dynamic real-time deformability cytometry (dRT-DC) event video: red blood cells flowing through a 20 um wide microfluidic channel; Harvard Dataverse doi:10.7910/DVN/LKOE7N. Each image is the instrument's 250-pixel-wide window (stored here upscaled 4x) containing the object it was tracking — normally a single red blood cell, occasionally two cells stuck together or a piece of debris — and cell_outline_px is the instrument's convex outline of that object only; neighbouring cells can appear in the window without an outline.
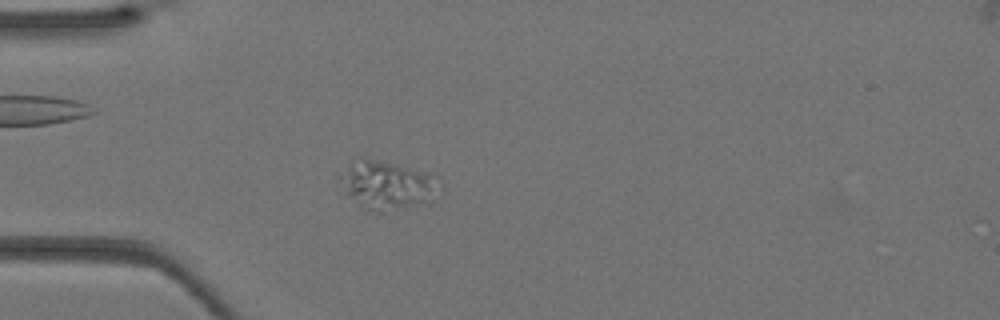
{"species": "Egyptian fruit bat (a non-hibernating species)", "species_latin": "Rousettus aegyptiacus", "temperature_condition": "warm", "stored_images_in_passage": 32, "camera_frame_rate_fps": 3000, "um_per_image_px": 0.085, "animal": {"sex": "female"}, "frame": {"image": 1, "passage_image": 5, "time_ms": 1.333, "image_size_px": [1000, 320], "cell_outline_px": [[444, 188], [420, 200], [408, 204], [380, 212], [364, 208], [340, 196], [336, 180], [336, 172], [360, 156], [428, 172], [440, 176]], "centroid_in_image_um": [32.68, 15.66], "position_along_channel_um": 52.3, "area_um2": 28.61}}
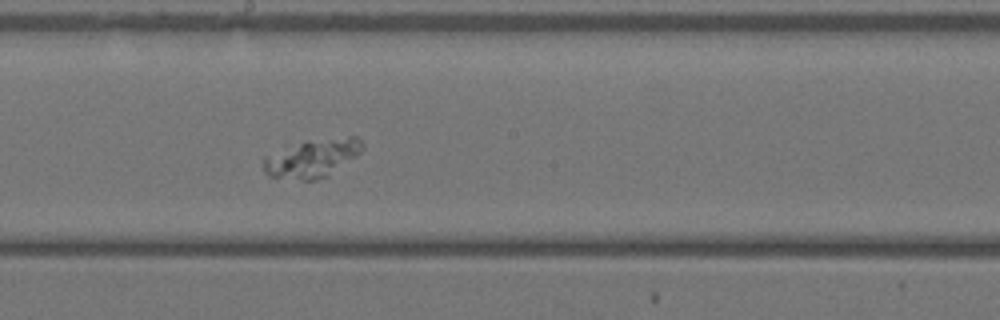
{"frame": {"image": 2, "passage_image": 16, "time_ms": 5.0, "image_size_px": [1000, 320], "cell_outline_px": [[364, 148], [356, 156], [328, 176], [316, 180], [304, 180], [268, 176], [264, 172], [264, 156], [304, 140], [348, 136], [356, 136], [364, 144]], "centroid_in_image_um": [26.56, 13.43], "position_along_channel_um": 221.6, "area_um2": 22.14}}
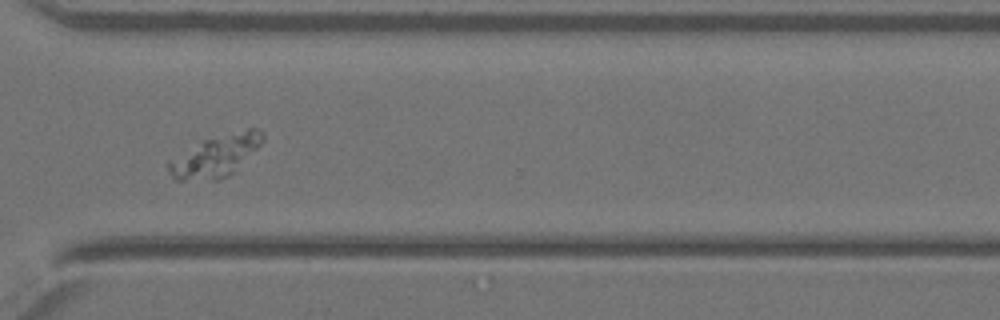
{"frame": {"image": 3, "passage_image": 24, "time_ms": 7.667, "image_size_px": [1000, 320], "cell_outline_px": [[264, 140], [228, 176], [216, 180], [176, 180], [168, 172], [168, 160], [204, 140], [248, 128], [260, 128], [264, 132]], "centroid_in_image_um": [18.32, 13.26], "position_along_channel_um": 352.3, "area_um2": 22.25}}